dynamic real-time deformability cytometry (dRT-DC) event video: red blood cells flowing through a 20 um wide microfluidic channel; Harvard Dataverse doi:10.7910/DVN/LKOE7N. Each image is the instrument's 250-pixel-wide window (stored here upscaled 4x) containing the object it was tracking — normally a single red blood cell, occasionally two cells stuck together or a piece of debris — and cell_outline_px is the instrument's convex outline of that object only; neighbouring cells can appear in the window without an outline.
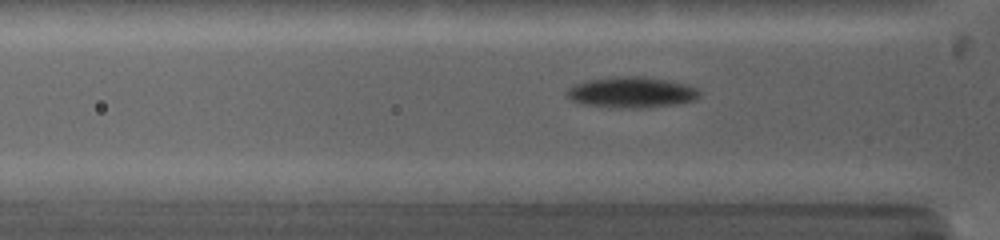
{"species": "common noctule bat (a hibernating species)", "species_latin": "Nyctalus noctula", "temperature_condition": "warm", "stored_images_in_passage": 46, "camera_frame_rate_fps": 5000, "um_per_image_px": 0.085, "animal": {"sex": "female", "body_mass_g": 19.0, "forearm_length_mm": 53.3}, "frame": {"image": 1, "passage_image": 11, "time_ms": 2.6, "image_size_px": [1000, 240], "cell_outline_px": [[700, 96], [696, 100], [676, 104], [640, 108], [620, 108], [580, 104], [572, 100], [564, 92], [568, 88], [576, 84], [588, 80], [616, 76], [644, 76], [668, 80], [688, 84], [696, 88], [700, 92]], "centroid_in_image_um": [53.69, 7.85], "position_along_channel_um": 72.1, "area_um2": 24.04}}
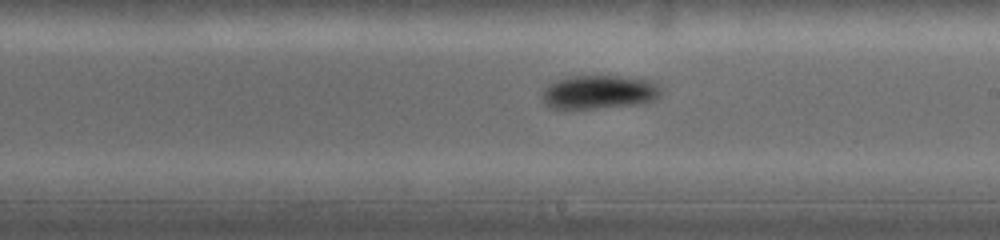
{"frame": {"image": 2, "passage_image": 24, "time_ms": 6.6, "image_size_px": [1000, 240], "cell_outline_px": [[664, 88], [660, 96], [656, 100], [640, 104], [564, 112], [548, 108], [544, 104], [540, 96], [540, 92], [548, 84], [556, 80], [568, 76], [620, 76], [652, 80]], "centroid_in_image_um": [50.86, 7.87], "position_along_channel_um": 238.1, "area_um2": 24.8}}
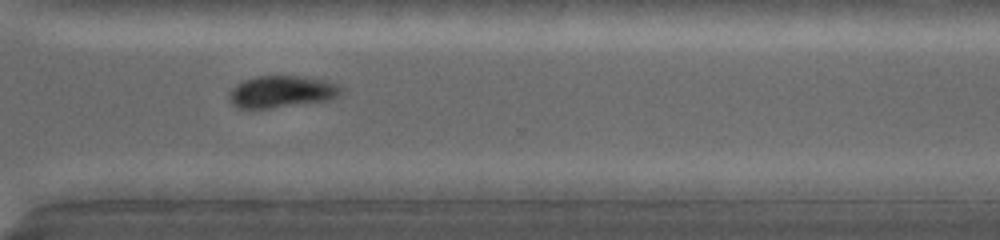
{"frame": {"image": 3, "passage_image": 34, "time_ms": 9.2, "image_size_px": [1000, 240], "cell_outline_px": [[344, 88], [340, 96], [332, 100], [268, 108], [236, 108], [228, 100], [228, 92], [236, 84], [244, 80], [256, 76], [296, 76], [328, 80], [340, 84]], "centroid_in_image_um": [23.98, 7.79], "position_along_channel_um": 346.6, "area_um2": 21.21}, "authors_computed_cell_mechanics": {"area_um2": 21.9062, "velocity_mm_per_s": 4.165, "shape_relaxation_time_tau1_ms": 1.2862, "shape_relaxation_time_tau2_ms": null, "deformation_change_tau1": 0.086, "deformation_change_tau2": null}}